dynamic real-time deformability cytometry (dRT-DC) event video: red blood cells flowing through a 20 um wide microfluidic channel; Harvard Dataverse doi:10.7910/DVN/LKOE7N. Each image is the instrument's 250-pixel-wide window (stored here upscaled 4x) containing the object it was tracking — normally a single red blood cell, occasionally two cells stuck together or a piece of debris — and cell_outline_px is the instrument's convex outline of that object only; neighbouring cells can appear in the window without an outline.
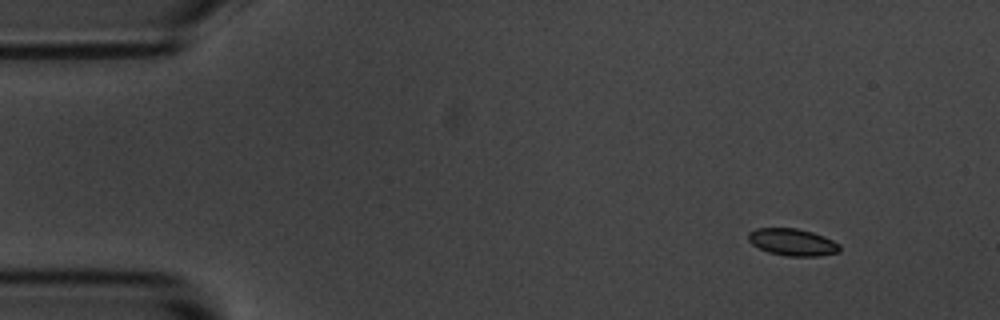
{"species": "common noctule bat (a hibernating species)", "species_latin": "Nyctalus noctula", "temperature_condition": "room temperature", "stored_images_in_passage": 8, "camera_frame_rate_fps": 3000, "um_per_image_px": 0.085, "animal": {"sex": "male", "body_mass_g": 20.1, "forearm_length_mm": 53.5}, "frame": {"image": 1, "passage_image": 1, "time_ms": 0.0, "image_size_px": [1000, 320], "cell_outline_px": [[840, 252], [820, 256], [784, 256], [768, 252], [752, 244], [748, 240], [748, 232], [756, 228], [796, 228], [812, 232], [824, 236], [840, 244]], "centroid_in_image_um": [67.37, 20.58], "position_along_channel_um": 17.6, "area_um2": 14.51}}
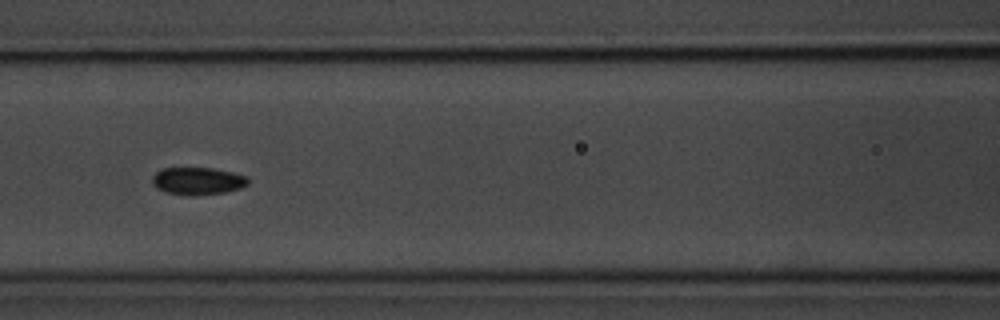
{"frame": {"image": 2, "passage_image": 6, "time_ms": 6.0, "image_size_px": [1000, 320], "cell_outline_px": [[248, 184], [240, 188], [224, 192], [188, 196], [164, 192], [156, 188], [152, 184], [152, 176], [160, 168], [212, 168], [232, 172], [248, 176]], "centroid_in_image_um": [16.76, 15.38], "position_along_channel_um": 149.8, "area_um2": 15.43}}
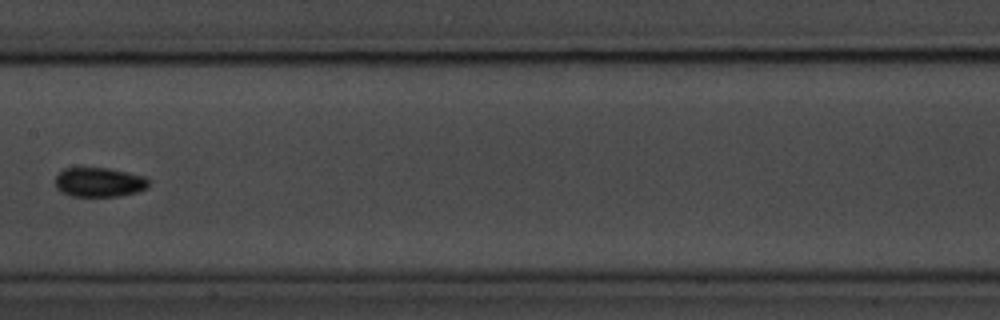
{"frame": {"image": 3, "passage_image": 7, "time_ms": 7.333, "image_size_px": [1000, 320], "cell_outline_px": [[148, 188], [136, 192], [120, 196], [72, 196], [60, 192], [56, 188], [56, 176], [64, 168], [108, 168], [128, 172], [144, 176], [148, 180]], "centroid_in_image_um": [8.43, 15.49], "position_along_channel_um": 199.0, "area_um2": 16.01}}